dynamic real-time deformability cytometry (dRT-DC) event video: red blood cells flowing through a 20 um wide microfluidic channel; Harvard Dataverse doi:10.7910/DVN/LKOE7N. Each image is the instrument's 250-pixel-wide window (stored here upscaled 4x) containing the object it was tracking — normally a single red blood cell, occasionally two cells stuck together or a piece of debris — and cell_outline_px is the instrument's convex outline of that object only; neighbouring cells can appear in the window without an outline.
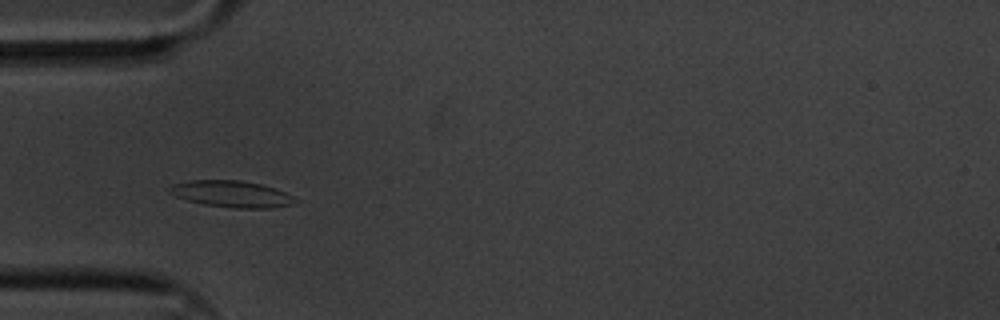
{"species": "common noctule bat (a hibernating species)", "species_latin": "Nyctalus noctula", "temperature_condition": "cold", "stored_images_in_passage": 5, "camera_frame_rate_fps": 3000, "um_per_image_px": 0.085, "animal": {"sex": "male", "body_mass_g": 20.1, "forearm_length_mm": 53.5}, "frame": {"image": 1, "passage_image": 4, "time_ms": 1.0, "image_size_px": [1000, 320], "cell_outline_px": [[300, 200], [296, 204], [272, 208], [232, 208], [204, 204], [188, 200], [176, 196], [168, 192], [168, 188], [172, 184], [192, 180], [240, 180], [260, 184], [276, 188]], "centroid_in_image_um": [19.73, 16.49], "position_along_channel_um": 65.3, "area_um2": 19.54}}
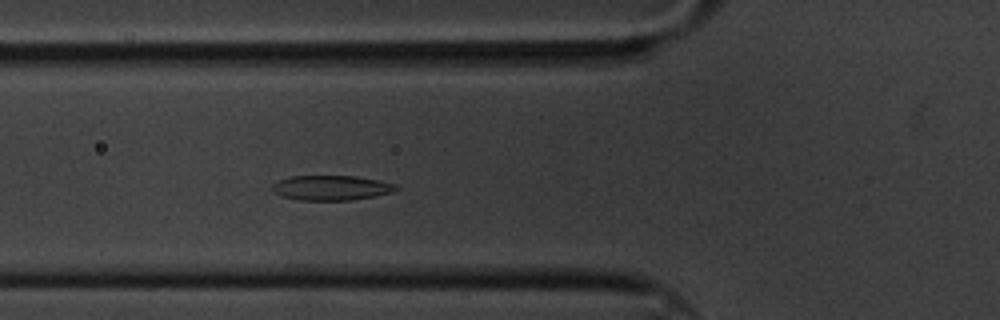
{"frame": {"image": 2, "passage_image": 5, "time_ms": 1.333, "image_size_px": [1000, 320], "cell_outline_px": [[400, 188], [392, 192], [352, 200], [300, 200], [284, 196], [272, 192], [272, 184], [280, 180], [292, 176], [356, 176], [396, 184]], "centroid_in_image_um": [28.15, 15.96], "position_along_channel_um": 97.6, "area_um2": 17.74}}